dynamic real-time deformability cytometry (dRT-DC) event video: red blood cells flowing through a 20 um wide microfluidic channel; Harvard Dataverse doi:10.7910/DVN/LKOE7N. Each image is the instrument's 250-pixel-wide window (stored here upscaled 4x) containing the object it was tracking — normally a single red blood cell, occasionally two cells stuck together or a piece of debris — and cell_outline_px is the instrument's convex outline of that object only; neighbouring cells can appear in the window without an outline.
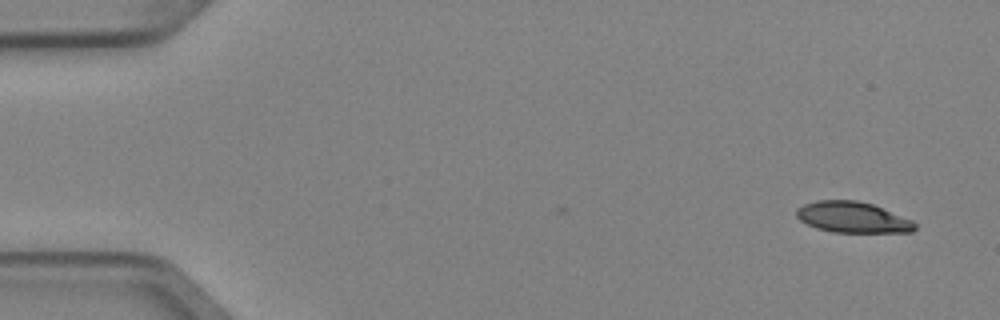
{"species": "Egyptian fruit bat (a non-hibernating species)", "species_latin": "Rousettus aegyptiacus", "temperature_condition": "cold", "stored_images_in_passage": 2, "camera_frame_rate_fps": 3000, "um_per_image_px": 0.085, "animal": {"sex": "female"}, "frame": {"image": 1, "passage_image": 2, "time_ms": 0.333, "image_size_px": [1000, 320], "cell_outline_px": [[916, 228], [912, 232], [832, 232], [816, 228], [800, 220], [796, 216], [796, 208], [804, 204], [816, 200], [856, 200], [872, 204], [912, 220], [916, 224]], "centroid_in_image_um": [72.45, 18.47], "position_along_channel_um": 12.6, "area_um2": 21.27}}